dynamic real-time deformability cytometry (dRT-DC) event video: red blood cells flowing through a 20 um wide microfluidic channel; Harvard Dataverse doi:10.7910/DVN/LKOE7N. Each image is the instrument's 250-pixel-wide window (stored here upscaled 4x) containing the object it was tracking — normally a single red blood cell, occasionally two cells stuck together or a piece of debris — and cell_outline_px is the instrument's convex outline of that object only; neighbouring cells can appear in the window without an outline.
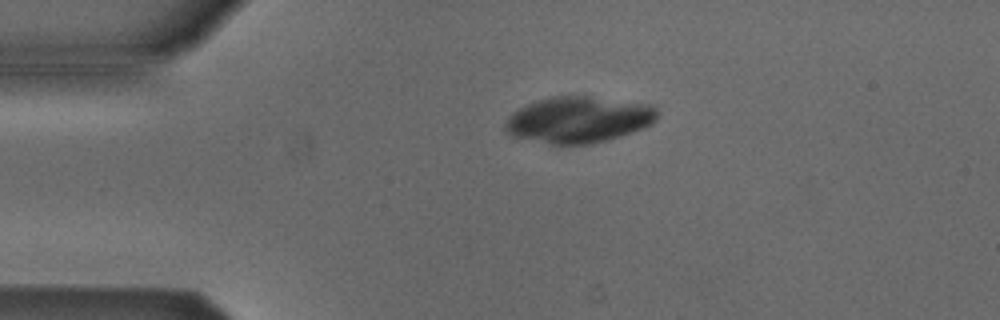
{"species": "Egyptian fruit bat (a non-hibernating species)", "species_latin": "Rousettus aegyptiacus", "temperature_condition": "cold", "stored_images_in_passage": 1, "camera_frame_rate_fps": 3000, "um_per_image_px": 0.085, "animal": {"sex": "male"}, "frame": {"image": 1, "passage_image": 1, "time_ms": 0.0, "image_size_px": [1000, 320], "cell_outline_px": [[660, 112], [656, 120], [652, 124], [604, 140], [588, 144], [552, 144], [516, 136], [508, 132], [504, 128], [504, 124], [508, 116], [512, 112], [536, 100], [552, 96], [592, 96], [656, 104]], "centroid_in_image_um": [49.23, 10.13], "position_along_channel_um": 35.8, "area_um2": 40.86}}